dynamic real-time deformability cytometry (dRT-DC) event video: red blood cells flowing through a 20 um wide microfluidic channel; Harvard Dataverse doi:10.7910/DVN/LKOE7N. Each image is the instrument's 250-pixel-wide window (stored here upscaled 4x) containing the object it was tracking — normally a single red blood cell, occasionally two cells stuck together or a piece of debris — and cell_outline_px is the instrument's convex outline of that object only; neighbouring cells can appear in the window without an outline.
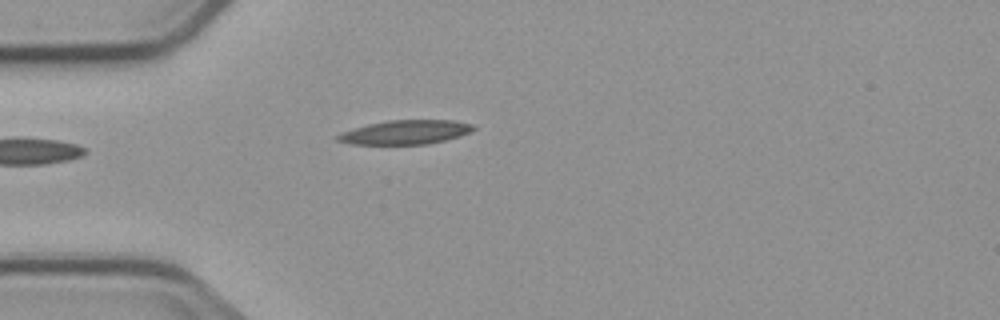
{"species": "common noctule bat (a hibernating species)", "species_latin": "Nyctalus noctula", "temperature_condition": "cold", "stored_images_in_passage": 5, "camera_frame_rate_fps": 3000, "um_per_image_px": 0.085, "animal": {"sex": "male", "body_mass_g": 23.1, "forearm_length_mm": 52.7}, "frame": {"image": 1, "passage_image": 5, "time_ms": 4.667, "image_size_px": [1000, 320], "cell_outline_px": [[476, 128], [472, 132], [460, 136], [428, 144], [352, 144], [336, 140], [336, 136], [340, 132], [368, 124], [388, 120], [452, 120], [472, 124]], "centroid_in_image_um": [34.47, 11.23], "position_along_channel_um": 50.5, "area_um2": 19.07}}